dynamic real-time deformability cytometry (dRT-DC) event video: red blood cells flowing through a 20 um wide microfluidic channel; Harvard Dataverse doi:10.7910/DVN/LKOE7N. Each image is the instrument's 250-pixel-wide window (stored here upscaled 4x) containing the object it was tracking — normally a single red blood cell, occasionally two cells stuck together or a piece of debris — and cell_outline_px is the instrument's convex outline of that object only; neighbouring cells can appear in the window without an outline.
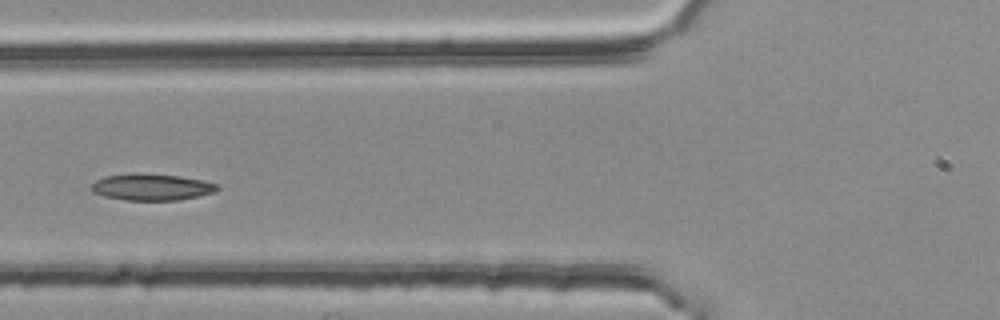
{"species": "common noctule bat (a hibernating species)", "species_latin": "Nyctalus noctula", "temperature_condition": "room temperature", "stored_images_in_passage": 4, "camera_frame_rate_fps": 3000, "um_per_image_px": 0.085, "animal": {"sex": "female", "body_mass_g": 25.1}, "frame": {"image": 1, "passage_image": 4, "time_ms": 1.0, "image_size_px": [1000, 320], "cell_outline_px": [[220, 188], [216, 192], [180, 200], [124, 200], [104, 196], [92, 192], [88, 188], [96, 180], [104, 176], [132, 172], [140, 172], [180, 176], [204, 180], [216, 184]], "centroid_in_image_um": [12.86, 15.88], "position_along_channel_um": 112.9, "area_um2": 19.94}}